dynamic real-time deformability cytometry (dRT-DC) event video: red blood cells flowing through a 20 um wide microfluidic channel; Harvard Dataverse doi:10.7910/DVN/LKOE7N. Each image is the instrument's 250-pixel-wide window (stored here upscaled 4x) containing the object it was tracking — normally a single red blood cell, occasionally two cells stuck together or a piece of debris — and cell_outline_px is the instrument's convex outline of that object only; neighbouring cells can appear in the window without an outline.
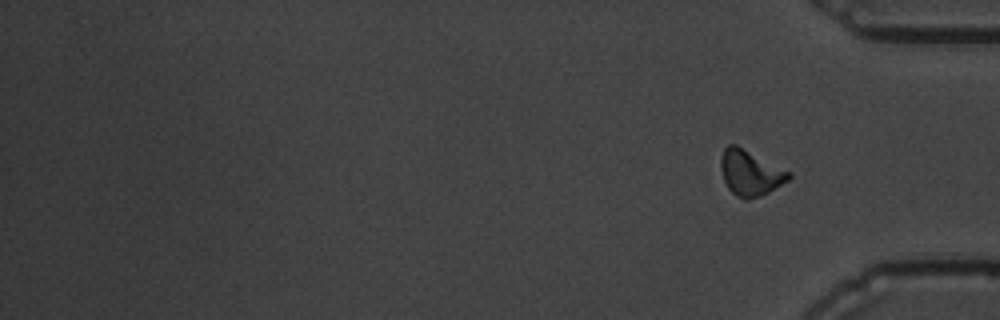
{"species": "common noctule bat (a hibernating species)", "species_latin": "Nyctalus noctula", "temperature_condition": "warm", "stored_images_in_passage": 16, "camera_frame_rate_fps": 3000, "um_per_image_px": 0.085, "animal": {"sex": "male", "body_mass_g": 19.5, "forearm_length_mm": 54.6}, "frame": {"image": 1, "passage_image": 16, "time_ms": 23.667, "image_size_px": [1000, 320], "cell_outline_px": [[792, 176], [788, 180], [768, 192], [760, 196], [748, 200], [744, 200], [736, 196], [728, 188], [724, 180], [720, 168], [720, 160], [724, 148], [728, 144], [736, 144], [792, 172]], "centroid_in_image_um": [63.77, 14.68], "position_along_channel_um": 371.4, "area_um2": 18.15}, "authors_computed_cell_mechanics": {"area_um2": 14.5367, "velocity_mm_per_s": 3.447, "shape_relaxation_time_tau1_ms": 2.6399, "shape_relaxation_time_tau2_ms": null, "deformation_change_tau1": 0.1187, "deformation_change_tau2": null}}